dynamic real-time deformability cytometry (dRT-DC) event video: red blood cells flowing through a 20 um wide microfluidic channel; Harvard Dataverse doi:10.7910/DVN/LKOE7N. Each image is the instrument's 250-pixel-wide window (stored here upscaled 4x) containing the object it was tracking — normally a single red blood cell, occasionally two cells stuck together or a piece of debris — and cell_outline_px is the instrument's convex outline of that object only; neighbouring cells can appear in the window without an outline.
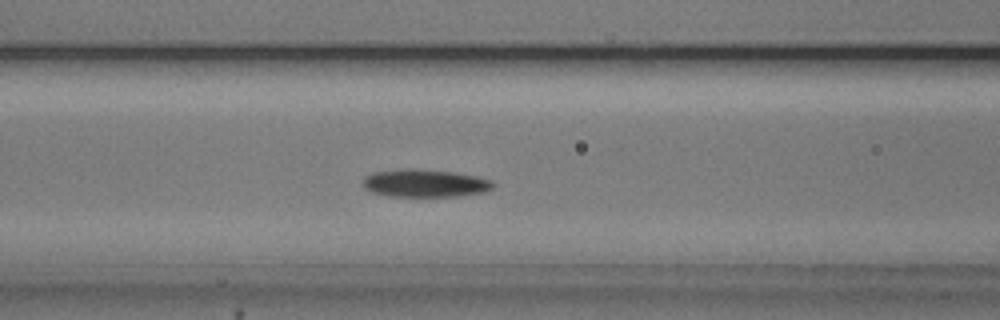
{"species": "common noctule bat (a hibernating species)", "species_latin": "Nyctalus noctula", "temperature_condition": "cold", "stored_images_in_passage": 43, "camera_frame_rate_fps": 3000, "um_per_image_px": 0.085, "animal": {"sex": "male", "body_mass_g": 20.5, "forearm_length_mm": 52.5}, "frame": {"image": 1, "passage_image": 11, "time_ms": 3.333, "image_size_px": [1000, 320], "cell_outline_px": [[492, 188], [488, 192], [460, 196], [388, 196], [372, 192], [364, 188], [364, 176], [372, 172], [408, 168], [452, 172], [476, 176], [492, 180]], "centroid_in_image_um": [36.12, 15.58], "position_along_channel_um": 130.5, "area_um2": 21.04}}
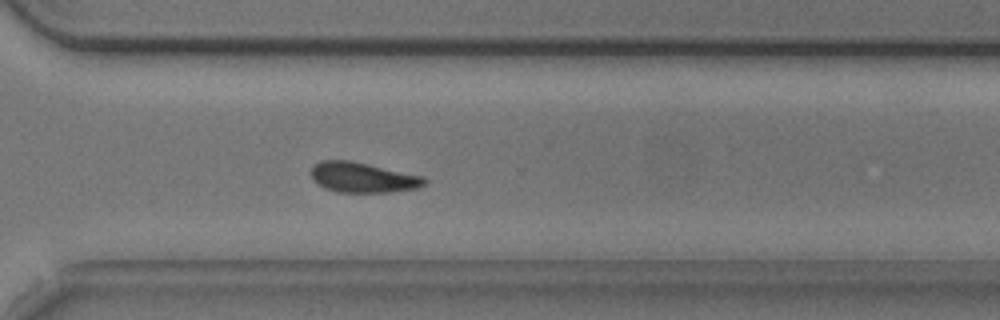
{"frame": {"image": 2, "passage_image": 28, "time_ms": 9.0, "image_size_px": [1000, 320], "cell_outline_px": [[428, 180], [424, 184], [416, 188], [392, 192], [336, 192], [324, 188], [312, 180], [312, 168], [320, 160], [352, 160], [424, 176]], "centroid_in_image_um": [30.84, 15.08], "position_along_channel_um": 339.8, "area_um2": 20.06}}
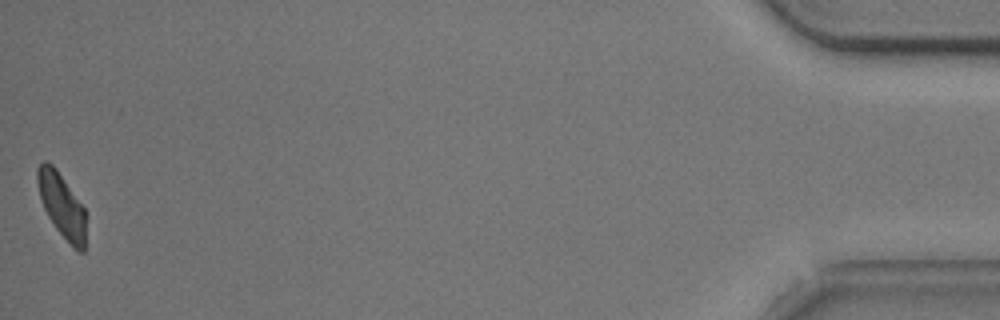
{"frame": {"image": 3, "passage_image": 43, "time_ms": 14.0, "image_size_px": [1000, 320], "cell_outline_px": [[84, 252], [76, 252], [72, 248], [56, 228], [48, 216], [44, 208], [40, 196], [36, 180], [36, 168], [44, 160], [52, 164], [56, 168], [84, 208]], "centroid_in_image_um": [5.22, 17.45], "position_along_channel_um": 430.0, "area_um2": 17.86}, "authors_computed_cell_mechanics": {"area_um2": 20.0566, "velocity_mm_per_s": 3.7008, "shape_relaxation_time_tau1_ms": 2.4555, "shape_relaxation_time_tau2_ms": null, "deformation_change_tau1": 0.0995, "deformation_change_tau2": null}}